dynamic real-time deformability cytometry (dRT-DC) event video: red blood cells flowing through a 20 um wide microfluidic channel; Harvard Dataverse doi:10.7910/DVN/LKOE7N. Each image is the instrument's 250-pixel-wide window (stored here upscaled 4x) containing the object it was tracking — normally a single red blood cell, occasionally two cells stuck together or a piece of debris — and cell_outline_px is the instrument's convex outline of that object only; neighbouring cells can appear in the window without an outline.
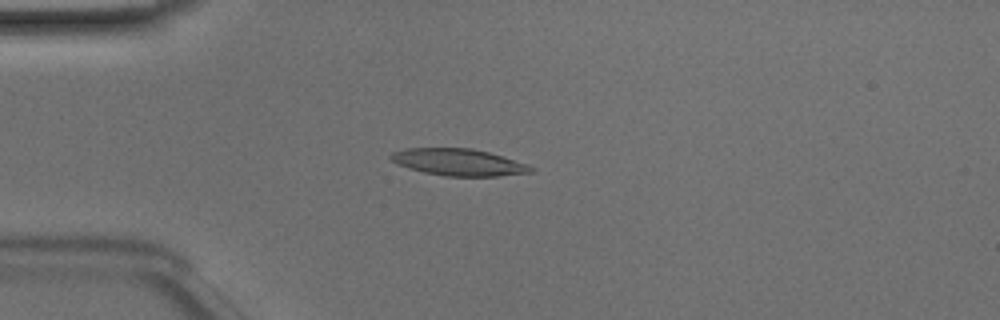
{"species": "Egyptian fruit bat (a non-hibernating species)", "species_latin": "Rousettus aegyptiacus", "temperature_condition": "room temperature", "stored_images_in_passage": 35, "camera_frame_rate_fps": 3000, "um_per_image_px": 0.085, "animal": {"sex": "male"}, "frame": {"image": 1, "passage_image": 3, "time_ms": 0.667, "image_size_px": [1000, 320], "cell_outline_px": [[536, 168], [532, 172], [500, 176], [444, 176], [424, 172], [408, 168], [392, 160], [388, 156], [392, 152], [404, 148], [472, 148], [488, 152], [528, 164]], "centroid_in_image_um": [38.99, 13.79], "position_along_channel_um": 46.0, "area_um2": 21.91}}
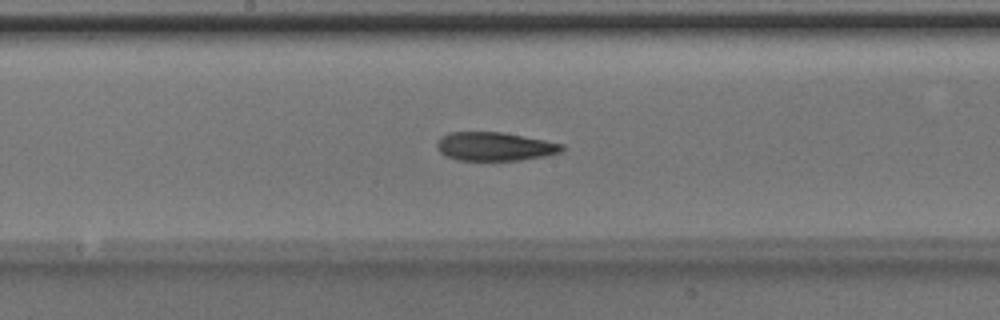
{"frame": {"image": 2, "passage_image": 16, "time_ms": 5.0, "image_size_px": [1000, 320], "cell_outline_px": [[564, 148], [560, 152], [548, 156], [520, 160], [456, 160], [444, 156], [436, 148], [436, 140], [440, 136], [448, 132], [504, 132], [564, 144]], "centroid_in_image_um": [42.01, 12.45], "position_along_channel_um": 206.2, "area_um2": 21.15}}
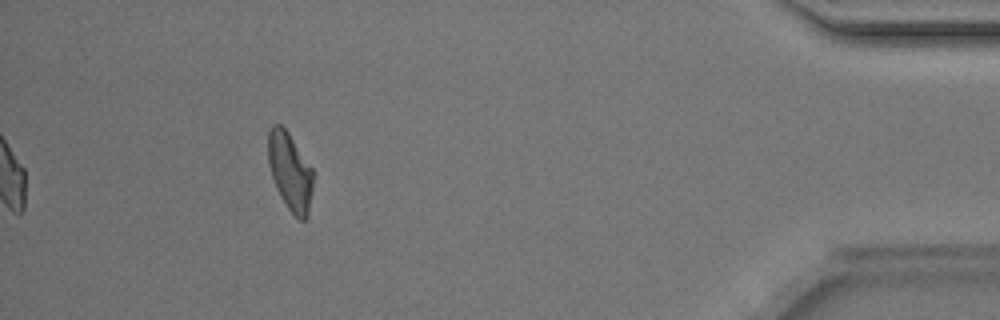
{"frame": {"image": 3, "passage_image": 35, "time_ms": 11.333, "image_size_px": [1000, 320], "cell_outline_px": [[316, 172], [308, 216], [304, 220], [300, 220], [288, 208], [280, 196], [276, 188], [268, 164], [268, 132], [272, 124], [280, 124], [288, 132]], "centroid_in_image_um": [24.69, 14.57], "position_along_channel_um": 410.5, "area_um2": 20.81}, "authors_computed_cell_mechanics": {"area_um2": 21.2704, "velocity_mm_per_s": 4.1243, "shape_relaxation_time_tau1_ms": 8.6909, "shape_relaxation_time_tau2_ms": 7.667, "deformation_change_tau1": 0.2288, "deformation_change_tau2": 0.206}}